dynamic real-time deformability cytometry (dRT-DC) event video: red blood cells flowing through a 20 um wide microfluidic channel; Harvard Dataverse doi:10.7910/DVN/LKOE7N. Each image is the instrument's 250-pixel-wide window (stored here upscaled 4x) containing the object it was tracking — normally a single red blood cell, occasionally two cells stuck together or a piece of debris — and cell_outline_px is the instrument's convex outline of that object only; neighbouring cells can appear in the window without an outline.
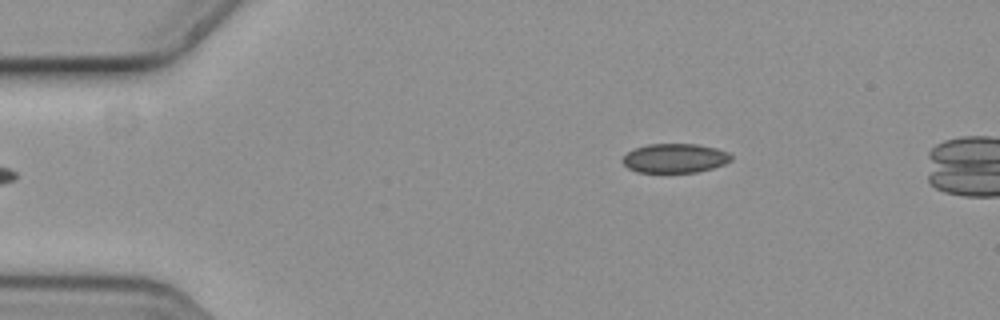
{"species": "common noctule bat (a hibernating species)", "species_latin": "Nyctalus noctula", "temperature_condition": "cold", "stored_images_in_passage": 5, "camera_frame_rate_fps": 3000, "um_per_image_px": 0.085, "animal": {"sex": "female", "body_mass_g": 19.3, "forearm_length_mm": 54.1}, "frame": {"image": 1, "passage_image": 5, "time_ms": 1.333, "image_size_px": [1000, 320], "cell_outline_px": [[732, 160], [724, 164], [712, 168], [696, 172], [636, 172], [628, 168], [620, 160], [628, 152], [636, 148], [648, 144], [696, 144], [716, 148], [728, 152], [732, 156]], "centroid_in_image_um": [57.36, 13.45], "position_along_channel_um": 27.6, "area_um2": 18.44}}